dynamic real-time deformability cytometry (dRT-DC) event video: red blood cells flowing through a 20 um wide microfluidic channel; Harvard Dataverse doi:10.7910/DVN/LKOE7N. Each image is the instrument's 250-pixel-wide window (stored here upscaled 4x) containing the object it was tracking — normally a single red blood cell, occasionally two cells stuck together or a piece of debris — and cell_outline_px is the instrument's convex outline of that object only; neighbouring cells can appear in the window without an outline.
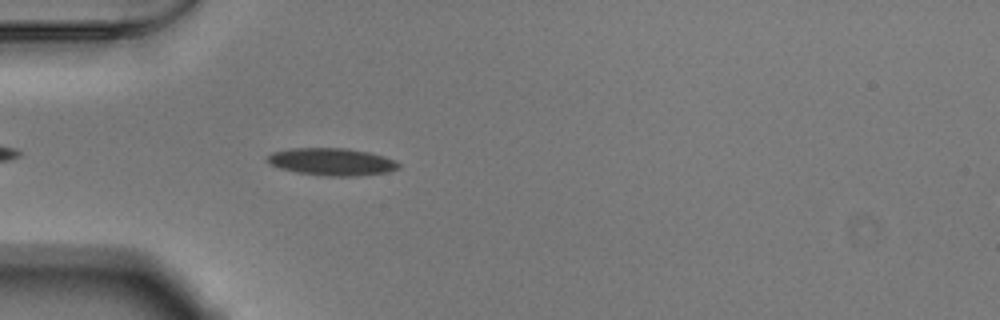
{"species": "Egyptian fruit bat (a non-hibernating species)", "species_latin": "Rousettus aegyptiacus", "temperature_condition": "warm", "stored_images_in_passage": 41, "camera_frame_rate_fps": 3000, "um_per_image_px": 0.085, "animal": {"sex": "male"}, "frame": {"image": 1, "passage_image": 4, "time_ms": 1.0, "image_size_px": [1000, 320], "cell_outline_px": [[400, 168], [388, 172], [356, 176], [328, 176], [296, 172], [280, 168], [268, 164], [264, 160], [272, 152], [288, 148], [348, 148], [368, 152], [384, 156], [400, 164]], "centroid_in_image_um": [28.16, 13.75], "position_along_channel_um": 56.8, "area_um2": 21.04}}
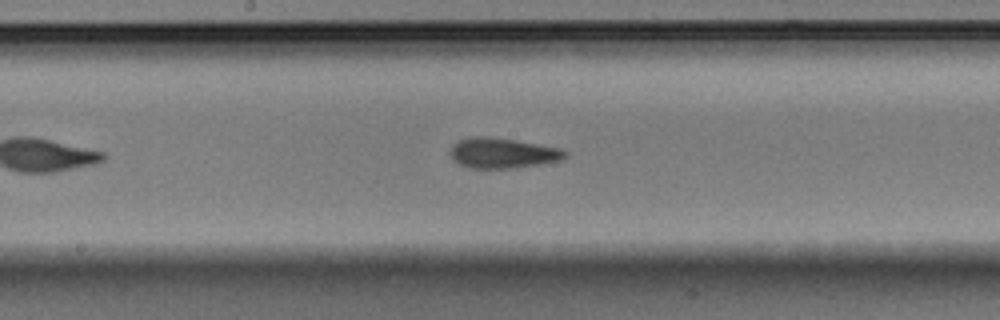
{"frame": {"image": 2, "passage_image": 16, "time_ms": 5.0, "image_size_px": [1000, 320], "cell_outline_px": [[568, 152], [560, 160], [516, 168], [472, 168], [460, 164], [452, 160], [448, 152], [452, 144], [460, 140], [472, 136], [488, 136], [516, 140], [560, 148]], "centroid_in_image_um": [42.66, 13.0], "position_along_channel_um": 205.5, "area_um2": 20.29}}
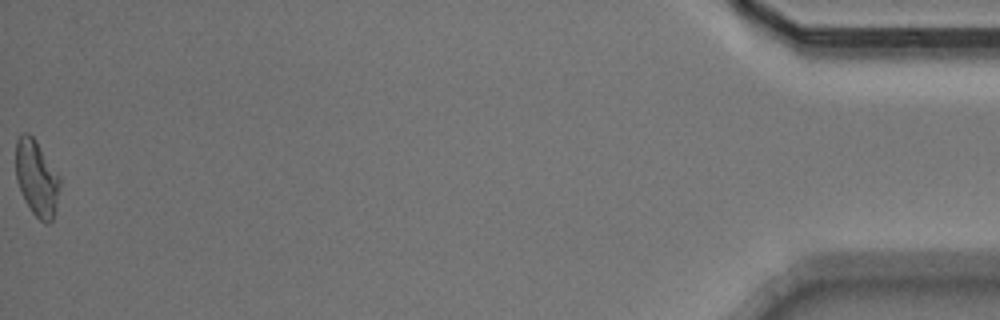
{"frame": {"image": 3, "passage_image": 41, "time_ms": 13.333, "image_size_px": [1000, 320], "cell_outline_px": [[60, 184], [56, 204], [52, 220], [48, 224], [44, 224], [32, 212], [24, 200], [16, 180], [16, 140], [24, 132], [28, 132], [36, 140], [60, 176]], "centroid_in_image_um": [3.11, 15.13], "position_along_channel_um": 432.1, "area_um2": 19.48}, "authors_computed_cell_mechanics": {"area_um2": 19.4786, "velocity_mm_per_s": 3.8643, "shape_relaxation_time_tau1_ms": 7.824, "shape_relaxation_time_tau2_ms": 3.0996, "deformation_change_tau1": 0.2187, "deformation_change_tau2": 0.1089}}